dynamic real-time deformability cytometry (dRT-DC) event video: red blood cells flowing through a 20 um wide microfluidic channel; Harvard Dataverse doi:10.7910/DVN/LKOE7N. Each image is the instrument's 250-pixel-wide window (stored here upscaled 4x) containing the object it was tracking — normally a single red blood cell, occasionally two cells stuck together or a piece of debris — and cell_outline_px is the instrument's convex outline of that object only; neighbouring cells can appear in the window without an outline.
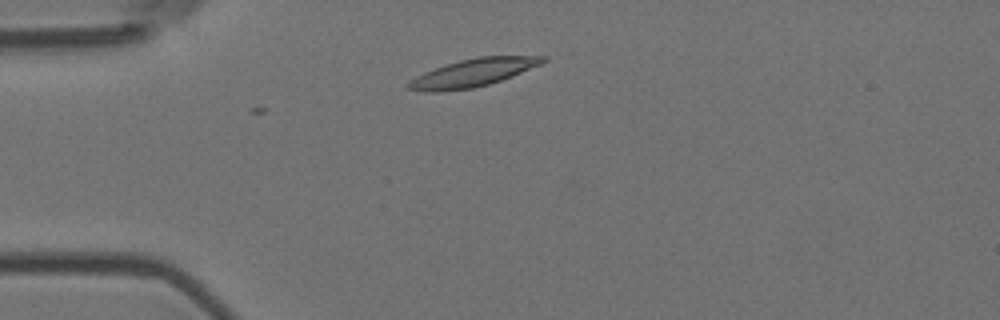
{"species": "Egyptian fruit bat (a non-hibernating species)", "species_latin": "Rousettus aegyptiacus", "temperature_condition": "room temperature", "stored_images_in_passage": 3, "camera_frame_rate_fps": 3000, "um_per_image_px": 0.085, "animal": {"sex": "female"}, "frame": {"image": 1, "passage_image": 2, "time_ms": 0.333, "image_size_px": [1000, 320], "cell_outline_px": [[548, 60], [540, 64], [512, 76], [488, 84], [472, 88], [440, 92], [424, 92], [408, 88], [408, 84], [416, 76], [424, 72], [460, 60], [476, 56], [548, 56]], "centroid_in_image_um": [40.22, 6.18], "position_along_channel_um": 44.8, "area_um2": 21.5}}